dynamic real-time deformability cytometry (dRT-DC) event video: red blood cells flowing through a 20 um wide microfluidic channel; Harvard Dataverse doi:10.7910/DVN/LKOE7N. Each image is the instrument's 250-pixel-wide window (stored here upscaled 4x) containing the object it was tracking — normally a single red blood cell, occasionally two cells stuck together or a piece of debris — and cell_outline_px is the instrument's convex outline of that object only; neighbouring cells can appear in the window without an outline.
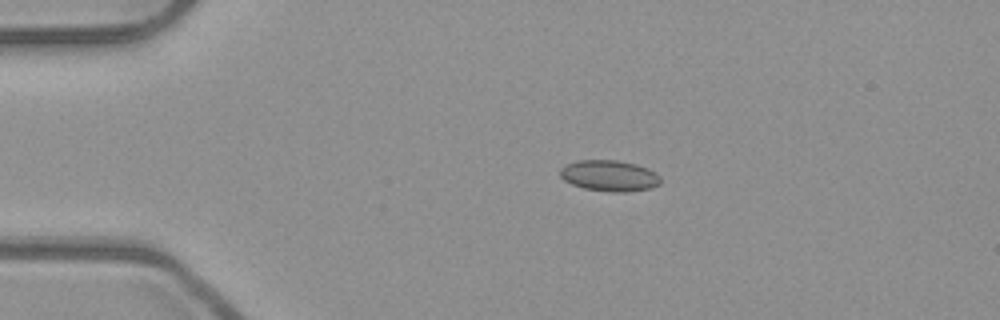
{"species": "common noctule bat (a hibernating species)", "species_latin": "Nyctalus noctula", "temperature_condition": "room temperature", "stored_images_in_passage": 3, "camera_frame_rate_fps": 3000, "um_per_image_px": 0.085, "animal": {"sex": "male", "body_mass_g": 23.1, "forearm_length_mm": 52.7}, "frame": {"image": 1, "passage_image": 3, "time_ms": 0.667, "image_size_px": [1000, 320], "cell_outline_px": [[660, 184], [652, 188], [624, 192], [612, 192], [584, 188], [572, 184], [564, 180], [560, 176], [560, 168], [576, 160], [616, 160], [636, 164], [648, 168], [656, 172], [660, 176]], "centroid_in_image_um": [51.81, 14.93], "position_along_channel_um": 33.2, "area_um2": 18.21}}